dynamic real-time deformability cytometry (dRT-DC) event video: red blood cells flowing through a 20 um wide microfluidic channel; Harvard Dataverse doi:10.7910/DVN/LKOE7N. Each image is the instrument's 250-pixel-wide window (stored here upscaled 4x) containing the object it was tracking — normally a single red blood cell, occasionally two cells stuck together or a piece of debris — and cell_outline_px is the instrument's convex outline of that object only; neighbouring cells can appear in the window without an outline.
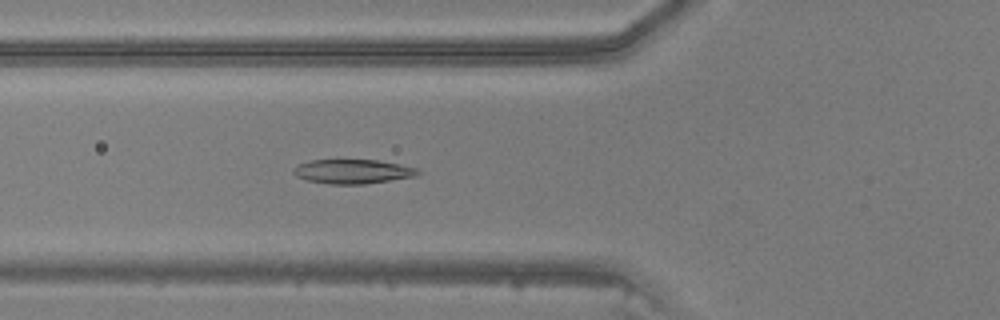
{"species": "common noctule bat (a hibernating species)", "species_latin": "Nyctalus noctula", "temperature_condition": "warm", "stored_images_in_passage": 29, "camera_frame_rate_fps": 3000, "um_per_image_px": 0.085, "animal": {"sex": "male", "body_mass_g": 20.5, "forearm_length_mm": 52.5}, "frame": {"image": 1, "passage_image": 9, "time_ms": 2.667, "image_size_px": [1000, 320], "cell_outline_px": [[420, 172], [416, 176], [364, 184], [328, 184], [308, 180], [296, 176], [292, 172], [292, 168], [300, 164], [312, 160], [376, 160], [400, 164], [420, 168]], "centroid_in_image_um": [30.0, 14.57], "position_along_channel_um": 95.8, "area_um2": 17.57}}
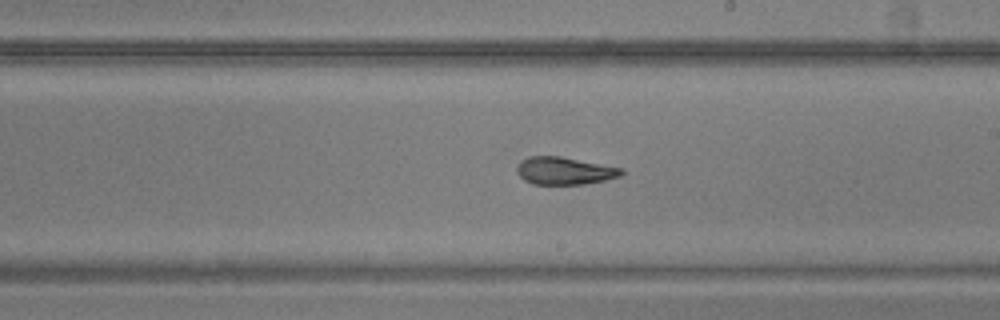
{"frame": {"image": 2, "passage_image": 19, "time_ms": 6.0, "image_size_px": [1000, 320], "cell_outline_px": [[624, 172], [620, 176], [604, 180], [584, 184], [532, 184], [524, 180], [516, 172], [516, 168], [520, 160], [528, 156], [560, 156], [624, 168]], "centroid_in_image_um": [47.96, 14.51], "position_along_channel_um": 241.0, "area_um2": 16.88}}
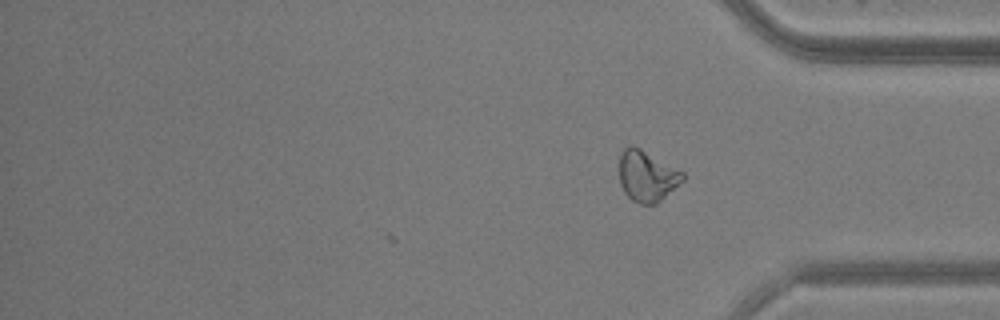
{"frame": {"image": 3, "passage_image": 29, "time_ms": 9.333, "image_size_px": [1000, 320], "cell_outline_px": [[684, 180], [656, 204], [640, 204], [632, 200], [624, 192], [620, 184], [620, 152], [628, 144], [632, 144], [640, 148], [684, 172]], "centroid_in_image_um": [54.98, 14.95], "position_along_channel_um": 380.2, "area_um2": 18.84}}